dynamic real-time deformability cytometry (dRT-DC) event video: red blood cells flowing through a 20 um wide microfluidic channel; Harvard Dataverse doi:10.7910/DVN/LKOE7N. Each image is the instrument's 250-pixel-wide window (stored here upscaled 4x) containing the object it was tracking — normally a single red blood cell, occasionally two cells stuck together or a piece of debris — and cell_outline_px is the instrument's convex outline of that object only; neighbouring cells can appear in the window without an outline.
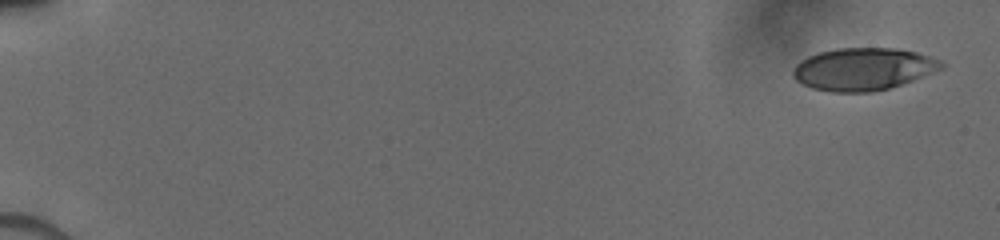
{"species": "human", "species_latin": "Homo sapiens", "temperature_condition": "cold", "stored_images_in_passage": 23, "camera_frame_rate_fps": 3000, "um_per_image_px": 0.085, "donor": {"sex": "male"}, "frame": {"image": 1, "passage_image": 1, "time_ms": 0.0, "image_size_px": [1000, 240], "cell_outline_px": [[944, 68], [912, 80], [888, 88], [872, 92], [832, 92], [812, 88], [796, 80], [792, 76], [792, 68], [800, 60], [808, 56], [820, 52], [836, 48], [896, 48], [916, 52], [932, 56], [940, 60], [944, 64]], "centroid_in_image_um": [73.36, 5.86], "position_along_channel_um": 11.6, "area_um2": 36.7}}
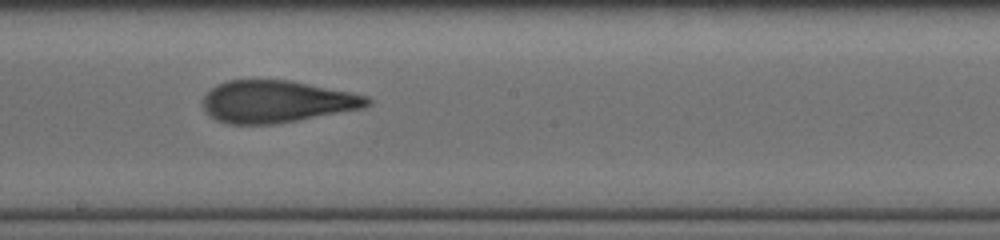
{"frame": {"image": 2, "passage_image": 13, "time_ms": 9.667, "image_size_px": [1000, 240], "cell_outline_px": [[372, 104], [364, 108], [276, 124], [228, 124], [216, 120], [208, 116], [204, 112], [200, 104], [204, 96], [216, 84], [228, 80], [288, 80], [368, 96], [372, 100]], "centroid_in_image_um": [23.46, 8.65], "position_along_channel_um": 224.7, "area_um2": 40.52}}
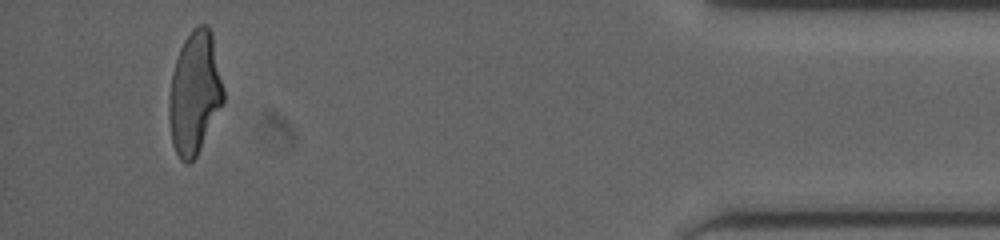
{"frame": {"image": 3, "passage_image": 22, "time_ms": 15.667, "image_size_px": [1000, 240], "cell_outline_px": [[224, 100], [196, 156], [188, 164], [184, 164], [180, 160], [172, 144], [168, 116], [168, 96], [172, 72], [180, 48], [184, 40], [192, 28], [200, 24], [208, 24], [212, 32], [224, 88]], "centroid_in_image_um": [16.53, 7.88], "position_along_channel_um": 418.7, "area_um2": 39.07}}